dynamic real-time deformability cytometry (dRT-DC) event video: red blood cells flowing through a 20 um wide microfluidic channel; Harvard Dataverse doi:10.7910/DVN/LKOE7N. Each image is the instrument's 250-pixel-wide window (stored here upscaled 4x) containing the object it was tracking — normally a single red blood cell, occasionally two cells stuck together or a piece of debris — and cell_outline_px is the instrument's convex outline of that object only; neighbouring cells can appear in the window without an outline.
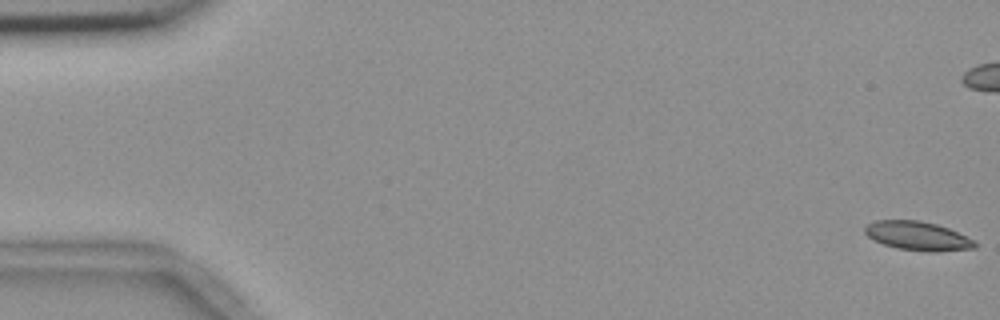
{"species": "common noctule bat (a hibernating species)", "species_latin": "Nyctalus noctula", "temperature_condition": "room temperature", "stored_images_in_passage": 57, "camera_frame_rate_fps": 3000, "um_per_image_px": 0.085, "animal": {"sex": "female", "body_mass_g": 18.4}, "frame": {"image": 1, "passage_image": 1, "time_ms": 0.0, "image_size_px": [1000, 320], "cell_outline_px": [[976, 248], [936, 252], [928, 252], [900, 248], [884, 244], [868, 236], [864, 232], [864, 228], [868, 224], [876, 220], [920, 220], [936, 224], [948, 228], [976, 240]], "centroid_in_image_um": [78.04, 20.05], "position_along_channel_um": 7.0, "area_um2": 18.44}}
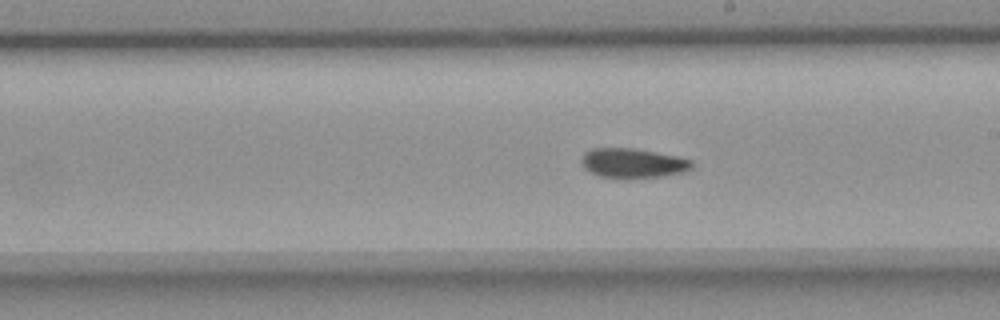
{"frame": {"image": 2, "passage_image": 32, "time_ms": 10.333, "image_size_px": [1000, 320], "cell_outline_px": [[692, 168], [684, 172], [664, 176], [628, 180], [616, 180], [600, 176], [584, 168], [580, 164], [580, 156], [584, 152], [592, 148], [632, 148], [680, 156], [692, 160]], "centroid_in_image_um": [53.76, 13.89], "position_along_channel_um": 235.2, "area_um2": 19.83}}
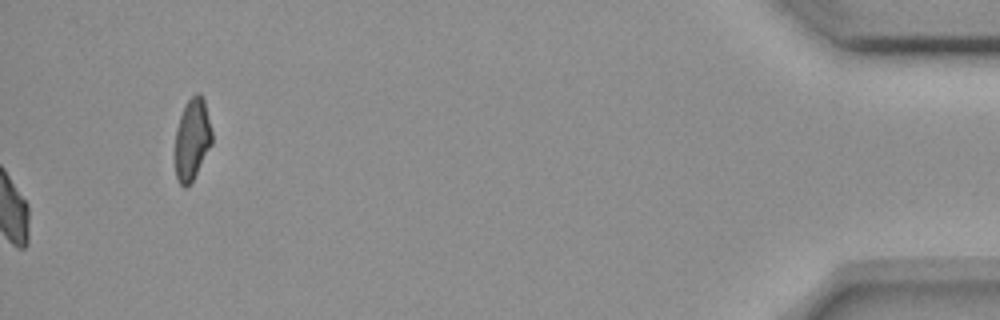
{"frame": {"image": 3, "passage_image": 57, "time_ms": 18.667, "image_size_px": [1000, 320], "cell_outline_px": [[212, 144], [192, 180], [184, 188], [180, 184], [176, 176], [176, 128], [180, 116], [188, 100], [196, 92], [200, 92], [204, 100], [212, 132]], "centroid_in_image_um": [16.34, 11.81], "position_along_channel_um": 418.9, "area_um2": 17.17}, "authors_computed_cell_mechanics": {"area_um2": 19.0162, "velocity_mm_per_s": 3.6601, "shape_relaxation_time_tau1_ms": null, "shape_relaxation_time_tau2_ms": 3.3916, "deformation_change_tau1": null, "deformation_change_tau2": 0.0744}}